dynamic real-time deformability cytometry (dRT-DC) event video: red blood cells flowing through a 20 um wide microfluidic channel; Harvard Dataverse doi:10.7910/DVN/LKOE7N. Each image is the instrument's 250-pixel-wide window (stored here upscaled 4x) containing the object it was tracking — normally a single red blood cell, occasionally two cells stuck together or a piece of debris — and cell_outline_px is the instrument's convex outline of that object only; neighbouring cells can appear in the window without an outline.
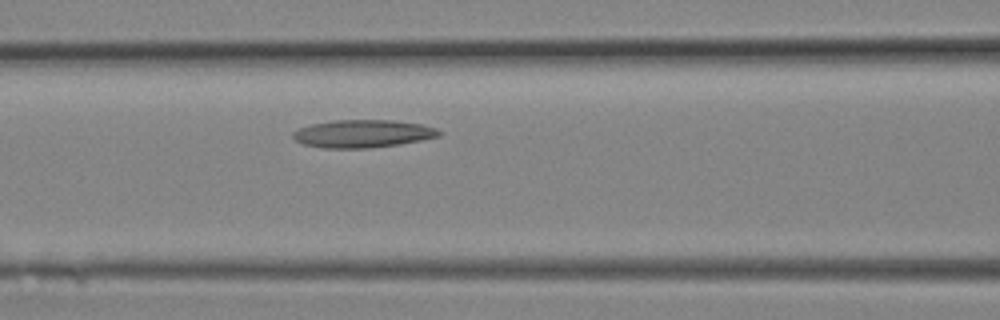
{"species": "Egyptian fruit bat (a non-hibernating species)", "species_latin": "Rousettus aegyptiacus", "temperature_condition": "room temperature", "stored_images_in_passage": 8, "segment_of_instrument_passage": [1, 2], "camera_frame_rate_fps": 3000, "um_per_image_px": 0.085, "animal": {"sex": "female"}, "frame": {"image": 1, "passage_image": 7, "time_ms": 2.0, "image_size_px": [1000, 320], "cell_outline_px": [[440, 136], [420, 140], [396, 144], [368, 148], [324, 148], [304, 144], [296, 140], [292, 136], [292, 132], [300, 128], [312, 124], [332, 120], [392, 120], [420, 124], [436, 128], [440, 132]], "centroid_in_image_um": [30.81, 11.35], "position_along_channel_um": 135.8, "area_um2": 23.35}}